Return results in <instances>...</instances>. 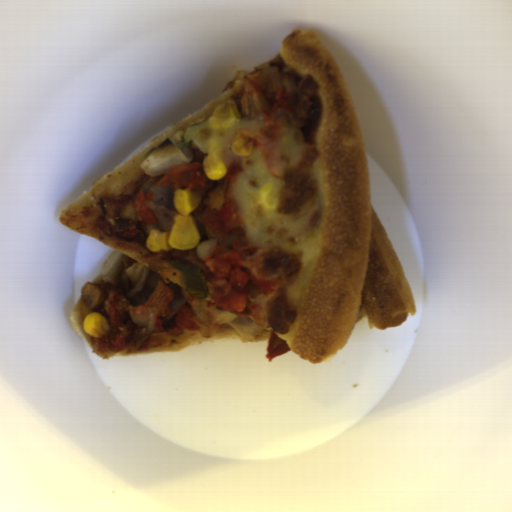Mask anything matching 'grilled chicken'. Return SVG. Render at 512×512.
<instances>
[{
    "label": "grilled chicken",
    "mask_w": 512,
    "mask_h": 512,
    "mask_svg": "<svg viewBox=\"0 0 512 512\" xmlns=\"http://www.w3.org/2000/svg\"><path fill=\"white\" fill-rule=\"evenodd\" d=\"M80 294L92 312L104 316L109 324L103 337L88 339L99 351L128 354L163 347L176 339L164 323L175 295L163 281L157 283L152 295L140 306L130 304L112 283L86 282Z\"/></svg>",
    "instance_id": "obj_1"
},
{
    "label": "grilled chicken",
    "mask_w": 512,
    "mask_h": 512,
    "mask_svg": "<svg viewBox=\"0 0 512 512\" xmlns=\"http://www.w3.org/2000/svg\"><path fill=\"white\" fill-rule=\"evenodd\" d=\"M265 256L261 249L246 257L224 246L211 250L203 260L212 273L204 280L208 290L204 299L267 328V303L286 288L287 280L282 269L267 268Z\"/></svg>",
    "instance_id": "obj_2"
},
{
    "label": "grilled chicken",
    "mask_w": 512,
    "mask_h": 512,
    "mask_svg": "<svg viewBox=\"0 0 512 512\" xmlns=\"http://www.w3.org/2000/svg\"><path fill=\"white\" fill-rule=\"evenodd\" d=\"M242 80L239 107L245 117L270 123L287 118L305 131L316 125L321 109L320 84L311 75L296 81L281 67L268 62Z\"/></svg>",
    "instance_id": "obj_3"
},
{
    "label": "grilled chicken",
    "mask_w": 512,
    "mask_h": 512,
    "mask_svg": "<svg viewBox=\"0 0 512 512\" xmlns=\"http://www.w3.org/2000/svg\"><path fill=\"white\" fill-rule=\"evenodd\" d=\"M131 197L118 195L106 197L103 213L95 219L93 226L99 228L105 236H116L120 241L138 242L147 245V235L135 221L123 219L121 214Z\"/></svg>",
    "instance_id": "obj_4"
},
{
    "label": "grilled chicken",
    "mask_w": 512,
    "mask_h": 512,
    "mask_svg": "<svg viewBox=\"0 0 512 512\" xmlns=\"http://www.w3.org/2000/svg\"><path fill=\"white\" fill-rule=\"evenodd\" d=\"M148 208L155 214L160 231L170 232L175 224L174 218L177 211H171L163 207L155 206L153 201H147Z\"/></svg>",
    "instance_id": "obj_5"
}]
</instances>
